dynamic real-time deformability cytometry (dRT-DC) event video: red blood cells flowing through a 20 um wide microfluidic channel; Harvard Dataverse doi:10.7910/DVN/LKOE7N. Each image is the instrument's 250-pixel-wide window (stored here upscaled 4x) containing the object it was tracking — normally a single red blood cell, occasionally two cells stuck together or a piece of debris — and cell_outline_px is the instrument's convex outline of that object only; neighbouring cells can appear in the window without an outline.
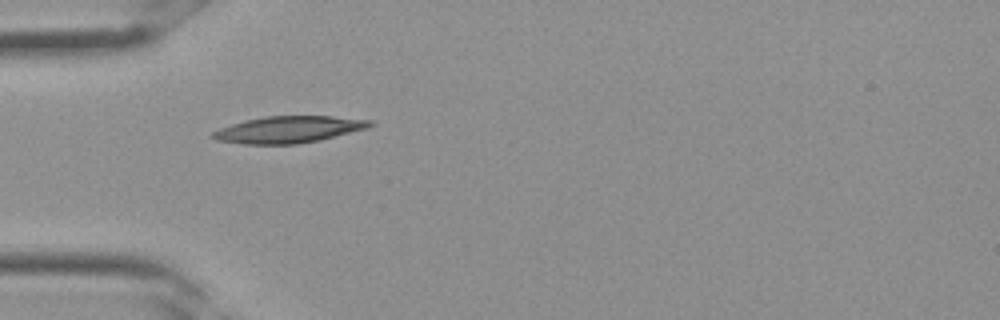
{"species": "Egyptian fruit bat (a non-hibernating species)", "species_latin": "Rousettus aegyptiacus", "temperature_condition": "room temperature", "stored_images_in_passage": 25, "camera_frame_rate_fps": 3000, "um_per_image_px": 0.085, "frame": {"image": 1, "passage_image": 1, "time_ms": 0.0, "image_size_px": [1000, 320], "cell_outline_px": [[376, 124], [368, 128], [320, 140], [296, 144], [244, 144], [216, 140], [208, 136], [212, 132], [220, 128], [244, 120], [264, 116], [332, 116], [372, 120]], "centroid_in_image_um": [24.53, 11.0], "position_along_channel_um": 60.5, "area_um2": 24.62}}
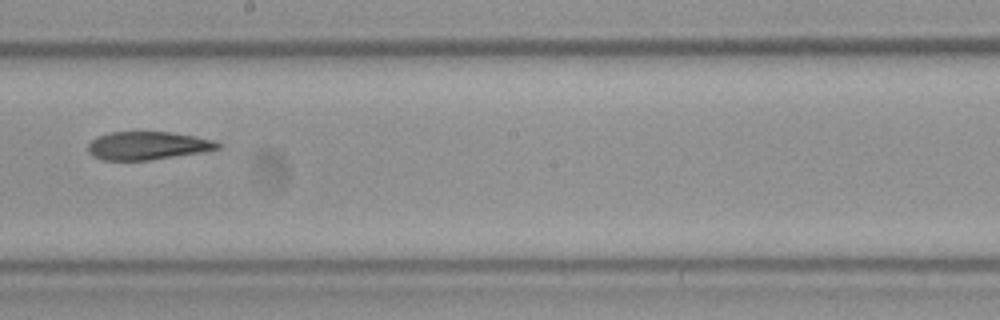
{"frame": {"image": 2, "passage_image": 10, "time_ms": 3.0, "image_size_px": [1000, 320], "cell_outline_px": [[220, 148], [204, 152], [152, 160], [100, 160], [92, 156], [88, 152], [88, 144], [96, 136], [112, 132], [172, 132], [196, 136], [216, 140], [220, 144]], "centroid_in_image_um": [12.56, 12.38], "position_along_channel_um": 235.6, "area_um2": 21.56}}
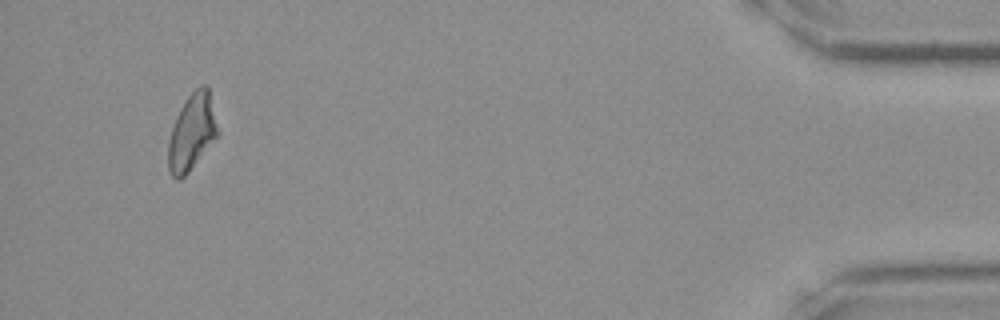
{"frame": {"image": 3, "passage_image": 23, "time_ms": 7.333, "image_size_px": [1000, 320], "cell_outline_px": [[220, 132], [188, 172], [180, 180], [176, 180], [172, 176], [168, 168], [168, 140], [176, 116], [180, 108], [188, 96], [200, 84], [208, 84]], "centroid_in_image_um": [16.32, 11.2], "position_along_channel_um": 418.9, "area_um2": 22.08}}